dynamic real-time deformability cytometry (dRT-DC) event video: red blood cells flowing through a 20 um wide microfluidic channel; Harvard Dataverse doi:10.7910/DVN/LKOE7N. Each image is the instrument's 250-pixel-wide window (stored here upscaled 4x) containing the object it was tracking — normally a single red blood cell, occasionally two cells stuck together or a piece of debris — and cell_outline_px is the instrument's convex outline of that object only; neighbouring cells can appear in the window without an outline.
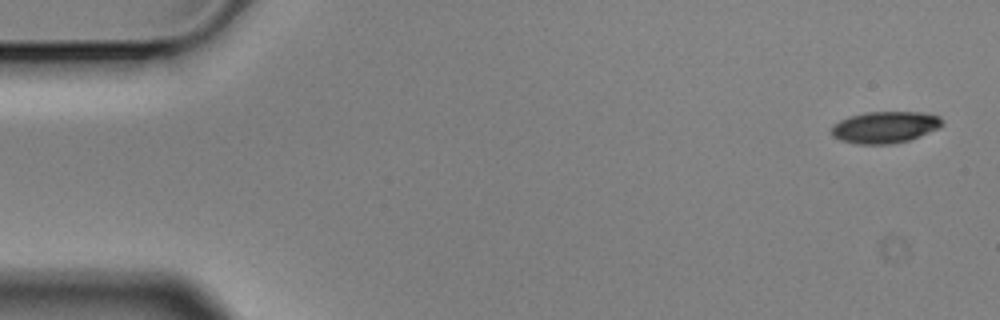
{"species": "Egyptian fruit bat (a non-hibernating species)", "species_latin": "Rousettus aegyptiacus", "temperature_condition": "cold", "stored_images_in_passage": 4, "camera_frame_rate_fps": 3000, "um_per_image_px": 0.085, "animal": {"sex": "male"}, "frame": {"image": 1, "passage_image": 1, "time_ms": 0.0, "image_size_px": [1000, 320], "cell_outline_px": [[944, 124], [940, 128], [908, 140], [892, 144], [856, 144], [840, 140], [832, 136], [832, 128], [840, 120], [848, 116], [864, 112], [920, 112], [940, 116], [944, 120]], "centroid_in_image_um": [75.24, 10.81], "position_along_channel_um": 9.8, "area_um2": 20.52}}
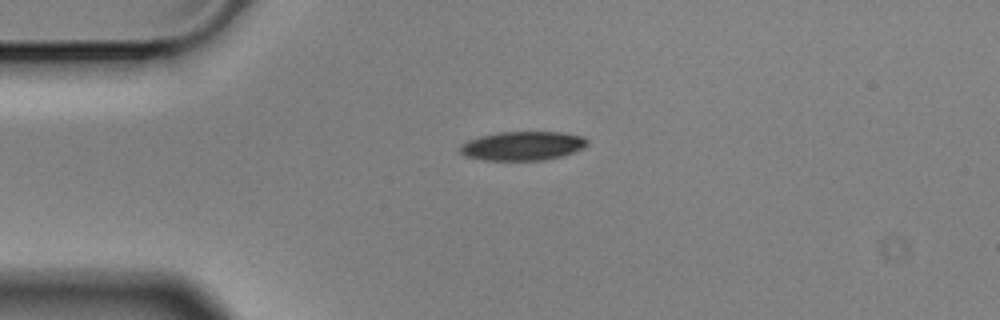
{"frame": {"image": 2, "passage_image": 4, "time_ms": 1.0, "image_size_px": [1000, 320], "cell_outline_px": [[588, 144], [584, 148], [560, 156], [544, 160], [484, 160], [464, 156], [460, 152], [460, 144], [468, 140], [480, 136], [496, 132], [560, 132], [584, 136], [588, 140]], "centroid_in_image_um": [44.41, 12.39], "position_along_channel_um": 40.6, "area_um2": 21.56}}